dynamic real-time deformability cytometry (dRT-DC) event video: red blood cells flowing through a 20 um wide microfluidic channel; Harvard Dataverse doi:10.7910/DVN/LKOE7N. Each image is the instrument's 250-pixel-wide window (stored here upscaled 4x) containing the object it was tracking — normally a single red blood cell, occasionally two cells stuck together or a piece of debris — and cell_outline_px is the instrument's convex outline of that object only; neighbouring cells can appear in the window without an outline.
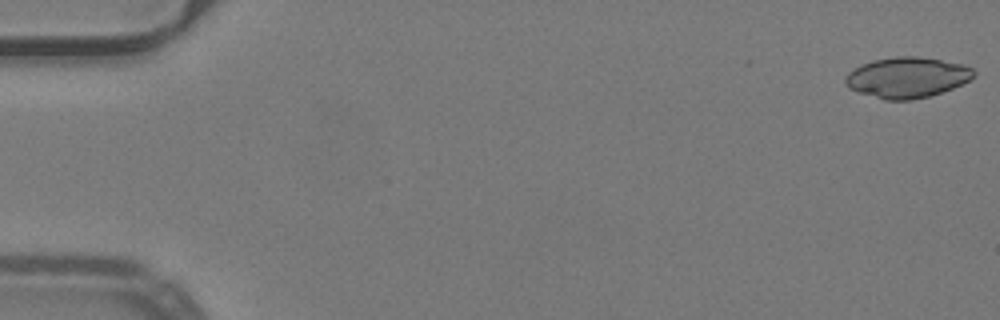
{"species": "common noctule bat (a hibernating species)", "species_latin": "Nyctalus noctula", "temperature_condition": "warm", "stored_images_in_passage": 52, "camera_frame_rate_fps": 3000, "um_per_image_px": 0.085, "animal": {"sex": "male", "body_mass_g": 19.2, "forearm_length_mm": 51.8}, "frame": {"image": 1, "passage_image": 1, "time_ms": 0.0, "image_size_px": [1000, 320], "cell_outline_px": [[976, 76], [952, 88], [928, 96], [908, 100], [884, 100], [848, 88], [844, 80], [848, 72], [860, 64], [872, 60], [896, 56], [916, 56], [964, 64], [972, 68], [976, 72]], "centroid_in_image_um": [77.08, 6.57], "position_along_channel_um": 7.9, "area_um2": 30.29}}